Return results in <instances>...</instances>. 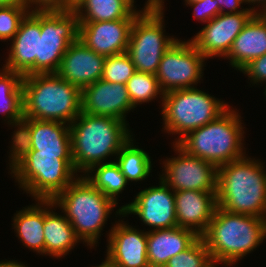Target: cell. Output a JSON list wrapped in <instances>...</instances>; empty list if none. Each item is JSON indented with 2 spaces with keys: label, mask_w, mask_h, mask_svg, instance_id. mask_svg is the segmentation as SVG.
<instances>
[{
  "label": "cell",
  "mask_w": 266,
  "mask_h": 267,
  "mask_svg": "<svg viewBox=\"0 0 266 267\" xmlns=\"http://www.w3.org/2000/svg\"><path fill=\"white\" fill-rule=\"evenodd\" d=\"M128 125L113 117L81 112L70 124L75 171L85 175L93 166L105 163L109 156L117 155L133 136Z\"/></svg>",
  "instance_id": "1"
},
{
  "label": "cell",
  "mask_w": 266,
  "mask_h": 267,
  "mask_svg": "<svg viewBox=\"0 0 266 267\" xmlns=\"http://www.w3.org/2000/svg\"><path fill=\"white\" fill-rule=\"evenodd\" d=\"M216 266L237 264L266 238V218L238 214L216 207L202 236Z\"/></svg>",
  "instance_id": "2"
},
{
  "label": "cell",
  "mask_w": 266,
  "mask_h": 267,
  "mask_svg": "<svg viewBox=\"0 0 266 267\" xmlns=\"http://www.w3.org/2000/svg\"><path fill=\"white\" fill-rule=\"evenodd\" d=\"M255 158L243 157L218 167L217 206L266 218V171Z\"/></svg>",
  "instance_id": "3"
},
{
  "label": "cell",
  "mask_w": 266,
  "mask_h": 267,
  "mask_svg": "<svg viewBox=\"0 0 266 267\" xmlns=\"http://www.w3.org/2000/svg\"><path fill=\"white\" fill-rule=\"evenodd\" d=\"M10 152V174L35 200H52L78 177L72 158H59V154L37 150Z\"/></svg>",
  "instance_id": "4"
},
{
  "label": "cell",
  "mask_w": 266,
  "mask_h": 267,
  "mask_svg": "<svg viewBox=\"0 0 266 267\" xmlns=\"http://www.w3.org/2000/svg\"><path fill=\"white\" fill-rule=\"evenodd\" d=\"M23 118L70 125L81 113L82 90L56 73L23 76Z\"/></svg>",
  "instance_id": "5"
},
{
  "label": "cell",
  "mask_w": 266,
  "mask_h": 267,
  "mask_svg": "<svg viewBox=\"0 0 266 267\" xmlns=\"http://www.w3.org/2000/svg\"><path fill=\"white\" fill-rule=\"evenodd\" d=\"M80 176L52 201L56 208H61L76 237L92 249L98 243L103 226L117 204L83 175Z\"/></svg>",
  "instance_id": "6"
},
{
  "label": "cell",
  "mask_w": 266,
  "mask_h": 267,
  "mask_svg": "<svg viewBox=\"0 0 266 267\" xmlns=\"http://www.w3.org/2000/svg\"><path fill=\"white\" fill-rule=\"evenodd\" d=\"M238 111L229 107L215 120L197 128L176 144L187 154L214 164L217 168L246 155L244 127Z\"/></svg>",
  "instance_id": "7"
},
{
  "label": "cell",
  "mask_w": 266,
  "mask_h": 267,
  "mask_svg": "<svg viewBox=\"0 0 266 267\" xmlns=\"http://www.w3.org/2000/svg\"><path fill=\"white\" fill-rule=\"evenodd\" d=\"M229 107L196 87L167 92L163 95L161 111L164 131L178 134L174 141L177 143L189 132L215 120Z\"/></svg>",
  "instance_id": "8"
},
{
  "label": "cell",
  "mask_w": 266,
  "mask_h": 267,
  "mask_svg": "<svg viewBox=\"0 0 266 267\" xmlns=\"http://www.w3.org/2000/svg\"><path fill=\"white\" fill-rule=\"evenodd\" d=\"M163 10H146L134 20L127 53L138 72L156 74L163 54L178 39L164 34Z\"/></svg>",
  "instance_id": "9"
},
{
  "label": "cell",
  "mask_w": 266,
  "mask_h": 267,
  "mask_svg": "<svg viewBox=\"0 0 266 267\" xmlns=\"http://www.w3.org/2000/svg\"><path fill=\"white\" fill-rule=\"evenodd\" d=\"M79 20L73 10L41 11V34L35 74L56 73L68 46L78 39Z\"/></svg>",
  "instance_id": "10"
},
{
  "label": "cell",
  "mask_w": 266,
  "mask_h": 267,
  "mask_svg": "<svg viewBox=\"0 0 266 267\" xmlns=\"http://www.w3.org/2000/svg\"><path fill=\"white\" fill-rule=\"evenodd\" d=\"M205 59L190 39L175 41L163 54L155 74L162 92L194 88L203 77Z\"/></svg>",
  "instance_id": "11"
},
{
  "label": "cell",
  "mask_w": 266,
  "mask_h": 267,
  "mask_svg": "<svg viewBox=\"0 0 266 267\" xmlns=\"http://www.w3.org/2000/svg\"><path fill=\"white\" fill-rule=\"evenodd\" d=\"M173 145L178 156L165 159L164 173L159 177L173 191L217 192L218 168L208 161L187 154L174 142Z\"/></svg>",
  "instance_id": "12"
},
{
  "label": "cell",
  "mask_w": 266,
  "mask_h": 267,
  "mask_svg": "<svg viewBox=\"0 0 266 267\" xmlns=\"http://www.w3.org/2000/svg\"><path fill=\"white\" fill-rule=\"evenodd\" d=\"M11 150H37L72 158L70 125L58 121L23 118L12 136Z\"/></svg>",
  "instance_id": "13"
},
{
  "label": "cell",
  "mask_w": 266,
  "mask_h": 267,
  "mask_svg": "<svg viewBox=\"0 0 266 267\" xmlns=\"http://www.w3.org/2000/svg\"><path fill=\"white\" fill-rule=\"evenodd\" d=\"M159 179V186L140 191L134 201L121 206L116 215H138L145 225L154 230L178 226L174 191L161 178Z\"/></svg>",
  "instance_id": "14"
},
{
  "label": "cell",
  "mask_w": 266,
  "mask_h": 267,
  "mask_svg": "<svg viewBox=\"0 0 266 267\" xmlns=\"http://www.w3.org/2000/svg\"><path fill=\"white\" fill-rule=\"evenodd\" d=\"M257 12L220 13L191 39L206 58L225 57L248 21Z\"/></svg>",
  "instance_id": "15"
},
{
  "label": "cell",
  "mask_w": 266,
  "mask_h": 267,
  "mask_svg": "<svg viewBox=\"0 0 266 267\" xmlns=\"http://www.w3.org/2000/svg\"><path fill=\"white\" fill-rule=\"evenodd\" d=\"M144 11L146 10H135L126 19L79 22L78 39L89 49L105 57L127 52L132 24Z\"/></svg>",
  "instance_id": "16"
},
{
  "label": "cell",
  "mask_w": 266,
  "mask_h": 267,
  "mask_svg": "<svg viewBox=\"0 0 266 267\" xmlns=\"http://www.w3.org/2000/svg\"><path fill=\"white\" fill-rule=\"evenodd\" d=\"M134 109L126 84L100 79L82 89L81 112L126 121V113Z\"/></svg>",
  "instance_id": "17"
},
{
  "label": "cell",
  "mask_w": 266,
  "mask_h": 267,
  "mask_svg": "<svg viewBox=\"0 0 266 267\" xmlns=\"http://www.w3.org/2000/svg\"><path fill=\"white\" fill-rule=\"evenodd\" d=\"M112 225L107 237L106 258L116 267H150L147 257V231L124 221ZM139 230V231H138Z\"/></svg>",
  "instance_id": "18"
},
{
  "label": "cell",
  "mask_w": 266,
  "mask_h": 267,
  "mask_svg": "<svg viewBox=\"0 0 266 267\" xmlns=\"http://www.w3.org/2000/svg\"><path fill=\"white\" fill-rule=\"evenodd\" d=\"M105 59L77 39L68 46L56 74L82 90L102 78Z\"/></svg>",
  "instance_id": "19"
},
{
  "label": "cell",
  "mask_w": 266,
  "mask_h": 267,
  "mask_svg": "<svg viewBox=\"0 0 266 267\" xmlns=\"http://www.w3.org/2000/svg\"><path fill=\"white\" fill-rule=\"evenodd\" d=\"M40 34L41 11H30L11 40L8 58L3 68L22 76L35 74V57L38 55Z\"/></svg>",
  "instance_id": "20"
},
{
  "label": "cell",
  "mask_w": 266,
  "mask_h": 267,
  "mask_svg": "<svg viewBox=\"0 0 266 267\" xmlns=\"http://www.w3.org/2000/svg\"><path fill=\"white\" fill-rule=\"evenodd\" d=\"M217 192L174 191L178 227L192 230L202 237L217 207Z\"/></svg>",
  "instance_id": "21"
},
{
  "label": "cell",
  "mask_w": 266,
  "mask_h": 267,
  "mask_svg": "<svg viewBox=\"0 0 266 267\" xmlns=\"http://www.w3.org/2000/svg\"><path fill=\"white\" fill-rule=\"evenodd\" d=\"M199 237L192 230L178 226L147 231L149 266L164 267L170 258L188 249Z\"/></svg>",
  "instance_id": "22"
},
{
  "label": "cell",
  "mask_w": 266,
  "mask_h": 267,
  "mask_svg": "<svg viewBox=\"0 0 266 267\" xmlns=\"http://www.w3.org/2000/svg\"><path fill=\"white\" fill-rule=\"evenodd\" d=\"M266 53V13H256L234 39L229 53L224 57L230 65L241 70L250 61Z\"/></svg>",
  "instance_id": "23"
},
{
  "label": "cell",
  "mask_w": 266,
  "mask_h": 267,
  "mask_svg": "<svg viewBox=\"0 0 266 267\" xmlns=\"http://www.w3.org/2000/svg\"><path fill=\"white\" fill-rule=\"evenodd\" d=\"M52 200H44V240L45 254L61 258L75 247L80 240L64 215L53 211Z\"/></svg>",
  "instance_id": "24"
},
{
  "label": "cell",
  "mask_w": 266,
  "mask_h": 267,
  "mask_svg": "<svg viewBox=\"0 0 266 267\" xmlns=\"http://www.w3.org/2000/svg\"><path fill=\"white\" fill-rule=\"evenodd\" d=\"M36 202L34 205L16 211L12 225L23 246L45 255L44 200L37 199Z\"/></svg>",
  "instance_id": "25"
},
{
  "label": "cell",
  "mask_w": 266,
  "mask_h": 267,
  "mask_svg": "<svg viewBox=\"0 0 266 267\" xmlns=\"http://www.w3.org/2000/svg\"><path fill=\"white\" fill-rule=\"evenodd\" d=\"M23 76L17 72L0 70V111L8 125L18 127L23 121Z\"/></svg>",
  "instance_id": "26"
},
{
  "label": "cell",
  "mask_w": 266,
  "mask_h": 267,
  "mask_svg": "<svg viewBox=\"0 0 266 267\" xmlns=\"http://www.w3.org/2000/svg\"><path fill=\"white\" fill-rule=\"evenodd\" d=\"M135 10L126 0H82L73 11L79 22H107L126 19Z\"/></svg>",
  "instance_id": "27"
},
{
  "label": "cell",
  "mask_w": 266,
  "mask_h": 267,
  "mask_svg": "<svg viewBox=\"0 0 266 267\" xmlns=\"http://www.w3.org/2000/svg\"><path fill=\"white\" fill-rule=\"evenodd\" d=\"M133 140L131 137L121 147L115 161L128 182L145 180L152 170L151 157L143 149L134 146Z\"/></svg>",
  "instance_id": "28"
},
{
  "label": "cell",
  "mask_w": 266,
  "mask_h": 267,
  "mask_svg": "<svg viewBox=\"0 0 266 267\" xmlns=\"http://www.w3.org/2000/svg\"><path fill=\"white\" fill-rule=\"evenodd\" d=\"M91 173H94V175ZM90 174L91 176H89ZM85 175L84 177L95 188L118 204L117 196L125 189L128 181L115 160L95 165Z\"/></svg>",
  "instance_id": "29"
},
{
  "label": "cell",
  "mask_w": 266,
  "mask_h": 267,
  "mask_svg": "<svg viewBox=\"0 0 266 267\" xmlns=\"http://www.w3.org/2000/svg\"><path fill=\"white\" fill-rule=\"evenodd\" d=\"M126 88L134 108L142 103L151 102L158 94L163 101V95L155 74L136 71L127 81Z\"/></svg>",
  "instance_id": "30"
},
{
  "label": "cell",
  "mask_w": 266,
  "mask_h": 267,
  "mask_svg": "<svg viewBox=\"0 0 266 267\" xmlns=\"http://www.w3.org/2000/svg\"><path fill=\"white\" fill-rule=\"evenodd\" d=\"M164 267H216L202 237L188 249L170 258Z\"/></svg>",
  "instance_id": "31"
},
{
  "label": "cell",
  "mask_w": 266,
  "mask_h": 267,
  "mask_svg": "<svg viewBox=\"0 0 266 267\" xmlns=\"http://www.w3.org/2000/svg\"><path fill=\"white\" fill-rule=\"evenodd\" d=\"M136 72L135 65L127 52L106 57L102 78L112 83L126 84Z\"/></svg>",
  "instance_id": "32"
},
{
  "label": "cell",
  "mask_w": 266,
  "mask_h": 267,
  "mask_svg": "<svg viewBox=\"0 0 266 267\" xmlns=\"http://www.w3.org/2000/svg\"><path fill=\"white\" fill-rule=\"evenodd\" d=\"M29 12L24 1L10 6H0V40L11 41Z\"/></svg>",
  "instance_id": "33"
},
{
  "label": "cell",
  "mask_w": 266,
  "mask_h": 267,
  "mask_svg": "<svg viewBox=\"0 0 266 267\" xmlns=\"http://www.w3.org/2000/svg\"><path fill=\"white\" fill-rule=\"evenodd\" d=\"M185 3L186 5L188 4V6L193 7V16L205 24L220 14V9L216 0H203Z\"/></svg>",
  "instance_id": "34"
},
{
  "label": "cell",
  "mask_w": 266,
  "mask_h": 267,
  "mask_svg": "<svg viewBox=\"0 0 266 267\" xmlns=\"http://www.w3.org/2000/svg\"><path fill=\"white\" fill-rule=\"evenodd\" d=\"M240 72L246 74L253 85L262 84V82L266 83V53L250 61Z\"/></svg>",
  "instance_id": "35"
},
{
  "label": "cell",
  "mask_w": 266,
  "mask_h": 267,
  "mask_svg": "<svg viewBox=\"0 0 266 267\" xmlns=\"http://www.w3.org/2000/svg\"><path fill=\"white\" fill-rule=\"evenodd\" d=\"M29 11H64V0H23ZM35 5L33 9L31 6ZM31 8V9H30Z\"/></svg>",
  "instance_id": "36"
},
{
  "label": "cell",
  "mask_w": 266,
  "mask_h": 267,
  "mask_svg": "<svg viewBox=\"0 0 266 267\" xmlns=\"http://www.w3.org/2000/svg\"><path fill=\"white\" fill-rule=\"evenodd\" d=\"M218 2V6L220 9V13L226 14V13H238V12H257L255 7L243 8L242 10L238 9V7L241 6V4L246 3L245 0H216ZM224 8H229V10L225 11Z\"/></svg>",
  "instance_id": "37"
},
{
  "label": "cell",
  "mask_w": 266,
  "mask_h": 267,
  "mask_svg": "<svg viewBox=\"0 0 266 267\" xmlns=\"http://www.w3.org/2000/svg\"><path fill=\"white\" fill-rule=\"evenodd\" d=\"M164 0H147L143 10H163Z\"/></svg>",
  "instance_id": "38"
},
{
  "label": "cell",
  "mask_w": 266,
  "mask_h": 267,
  "mask_svg": "<svg viewBox=\"0 0 266 267\" xmlns=\"http://www.w3.org/2000/svg\"><path fill=\"white\" fill-rule=\"evenodd\" d=\"M82 0H64V11L74 10Z\"/></svg>",
  "instance_id": "39"
},
{
  "label": "cell",
  "mask_w": 266,
  "mask_h": 267,
  "mask_svg": "<svg viewBox=\"0 0 266 267\" xmlns=\"http://www.w3.org/2000/svg\"><path fill=\"white\" fill-rule=\"evenodd\" d=\"M0 267H27L23 263H18L17 260L0 261Z\"/></svg>",
  "instance_id": "40"
},
{
  "label": "cell",
  "mask_w": 266,
  "mask_h": 267,
  "mask_svg": "<svg viewBox=\"0 0 266 267\" xmlns=\"http://www.w3.org/2000/svg\"><path fill=\"white\" fill-rule=\"evenodd\" d=\"M245 2H247L246 4H253V6L254 5H256V3H258L257 5V7L259 8V4H261V7H262V9H260L259 11H260V13H266V0H245ZM263 5V6H262Z\"/></svg>",
  "instance_id": "41"
},
{
  "label": "cell",
  "mask_w": 266,
  "mask_h": 267,
  "mask_svg": "<svg viewBox=\"0 0 266 267\" xmlns=\"http://www.w3.org/2000/svg\"><path fill=\"white\" fill-rule=\"evenodd\" d=\"M23 0H0V6H10L13 4L20 3Z\"/></svg>",
  "instance_id": "42"
},
{
  "label": "cell",
  "mask_w": 266,
  "mask_h": 267,
  "mask_svg": "<svg viewBox=\"0 0 266 267\" xmlns=\"http://www.w3.org/2000/svg\"><path fill=\"white\" fill-rule=\"evenodd\" d=\"M95 267H113V263L106 258L104 262H102L99 266Z\"/></svg>",
  "instance_id": "43"
},
{
  "label": "cell",
  "mask_w": 266,
  "mask_h": 267,
  "mask_svg": "<svg viewBox=\"0 0 266 267\" xmlns=\"http://www.w3.org/2000/svg\"><path fill=\"white\" fill-rule=\"evenodd\" d=\"M134 9H135V5H134V2L135 0H126Z\"/></svg>",
  "instance_id": "44"
},
{
  "label": "cell",
  "mask_w": 266,
  "mask_h": 267,
  "mask_svg": "<svg viewBox=\"0 0 266 267\" xmlns=\"http://www.w3.org/2000/svg\"><path fill=\"white\" fill-rule=\"evenodd\" d=\"M185 2H195V1H203V0H184Z\"/></svg>",
  "instance_id": "45"
}]
</instances>
